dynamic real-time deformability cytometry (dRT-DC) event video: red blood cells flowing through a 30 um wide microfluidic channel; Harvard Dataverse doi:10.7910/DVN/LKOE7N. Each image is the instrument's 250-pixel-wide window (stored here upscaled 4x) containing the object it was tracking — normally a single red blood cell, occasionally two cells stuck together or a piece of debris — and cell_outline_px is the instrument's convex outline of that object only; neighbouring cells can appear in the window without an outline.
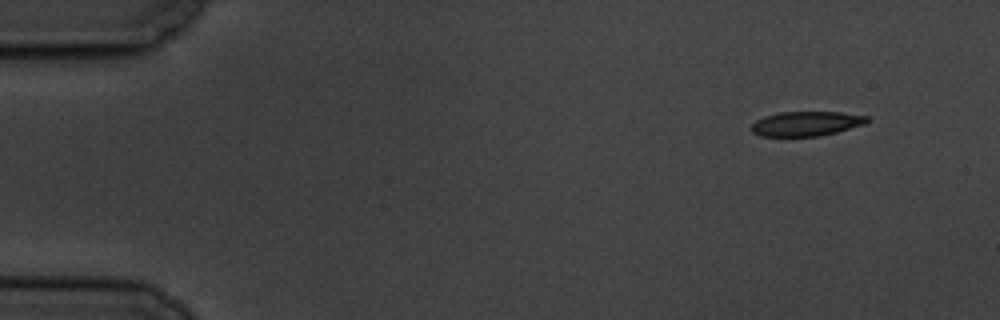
{"species": "common noctule bat (a hibernating species)", "species_latin": "Nyctalus noctula", "temperature_condition": "cold", "stored_images_in_passage": 9, "camera_frame_rate_fps": 3000, "um_per_image_px": 0.085, "animal": {"sex": "male", "body_mass_g": 19.5, "forearm_length_mm": 54.6}, "frame": {"image": 1, "passage_image": 1, "time_ms": 0.0, "image_size_px": [1000, 320], "cell_outline_px": [[868, 120], [864, 124], [836, 132], [820, 136], [760, 136], [752, 132], [752, 124], [756, 120], [764, 116], [780, 112], [840, 112], [868, 116]], "centroid_in_image_um": [68.51, 10.51], "position_along_channel_um": 16.5, "area_um2": 16.47}}
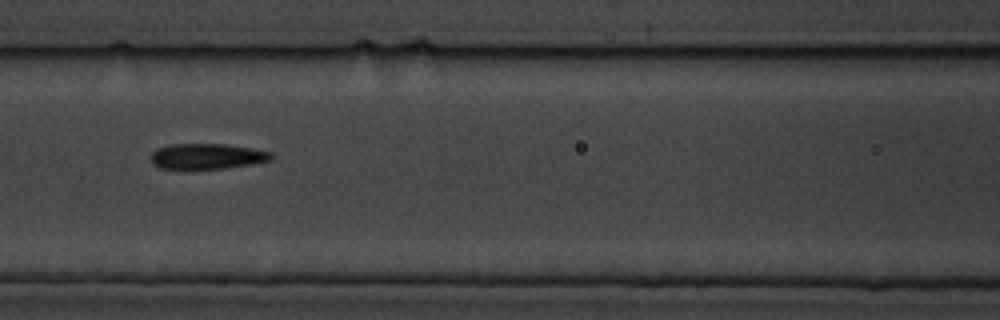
{"frame": {"image": 2, "passage_image": 7, "time_ms": 7.0, "image_size_px": [1000, 320], "cell_outline_px": [[272, 160], [252, 164], [224, 168], [160, 168], [152, 164], [152, 152], [156, 148], [172, 144], [224, 144], [252, 148], [272, 152]], "centroid_in_image_um": [17.61, 13.27], "position_along_channel_um": 149.0, "area_um2": 17.74}}
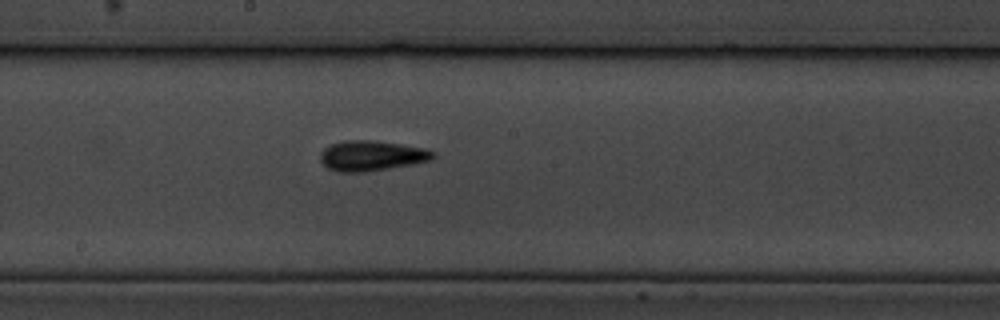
{"frame": {"image": 3, "passage_image": 9, "time_ms": 9.0, "image_size_px": [1000, 320], "cell_outline_px": [[436, 156], [432, 160], [412, 164], [364, 172], [340, 172], [328, 168], [320, 160], [320, 152], [328, 144], [344, 140], [372, 140], [428, 148], [436, 152]], "centroid_in_image_um": [31.6, 13.22], "position_along_channel_um": 216.6, "area_um2": 20.06}}